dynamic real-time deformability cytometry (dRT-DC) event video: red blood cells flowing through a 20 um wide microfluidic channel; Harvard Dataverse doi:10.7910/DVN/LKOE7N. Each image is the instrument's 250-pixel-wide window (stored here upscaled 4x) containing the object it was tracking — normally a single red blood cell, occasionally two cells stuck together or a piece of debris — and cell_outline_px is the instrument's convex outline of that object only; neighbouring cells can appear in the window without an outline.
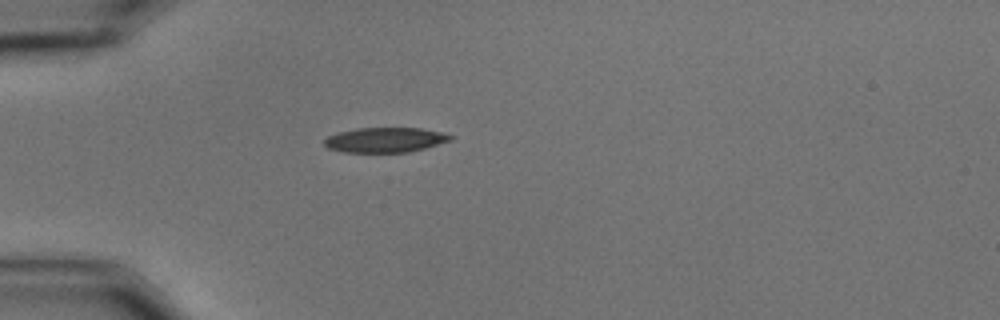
{"species": "common noctule bat (a hibernating species)", "species_latin": "Nyctalus noctula", "temperature_condition": "cold", "stored_images_in_passage": 42, "camera_frame_rate_fps": 3000, "um_per_image_px": 0.085, "animal": {"sex": "male", "body_mass_g": 15.6}, "frame": {"image": 1, "passage_image": 1, "time_ms": 0.0, "image_size_px": [1000, 320], "cell_outline_px": [[456, 136], [452, 140], [424, 148], [408, 152], [344, 152], [328, 148], [324, 144], [324, 140], [328, 136], [340, 132], [356, 128], [420, 128], [440, 132]], "centroid_in_image_um": [32.75, 11.89], "position_along_channel_um": 52.2, "area_um2": 18.21}}
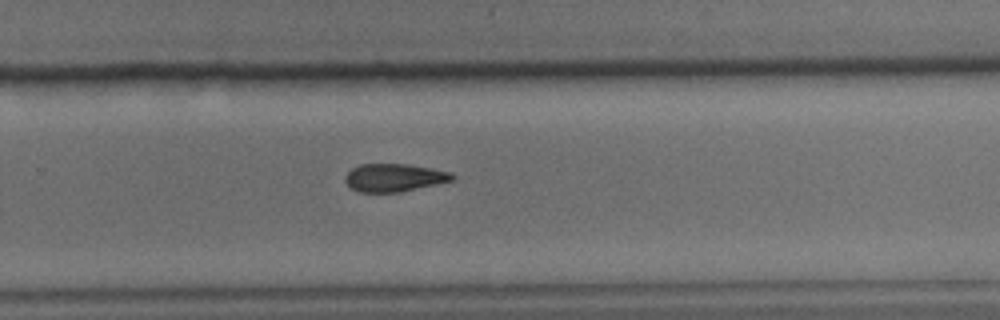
{"frame": {"image": 2, "passage_image": 23, "time_ms": 7.333, "image_size_px": [1000, 320], "cell_outline_px": [[456, 176], [452, 180], [436, 184], [400, 192], [360, 192], [352, 188], [344, 180], [344, 176], [352, 168], [360, 164], [408, 164], [432, 168], [452, 172]], "centroid_in_image_um": [33.51, 15.09], "position_along_channel_um": 296.3, "area_um2": 17.4}}
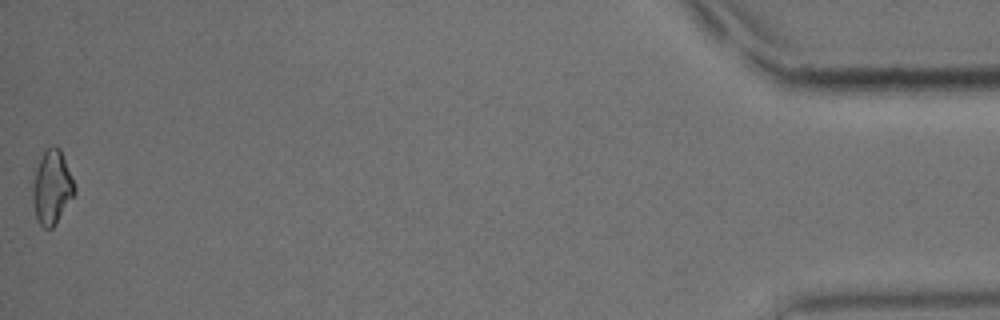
{"frame": {"image": 3, "passage_image": 42, "time_ms": 13.667, "image_size_px": [1000, 320], "cell_outline_px": [[76, 192], [52, 228], [44, 228], [36, 220], [32, 200], [32, 188], [36, 172], [44, 148], [52, 144], [56, 144], [60, 148], [76, 188]], "centroid_in_image_um": [4.4, 15.89], "position_along_channel_um": 430.8, "area_um2": 17.92}, "authors_computed_cell_mechanics": {"area_um2": 18.0336, "velocity_mm_per_s": 3.4946, "shape_relaxation_time_tau1_ms": 6.334, "shape_relaxation_time_tau2_ms": null, "deformation_change_tau1": 0.1441, "deformation_change_tau2": null}}